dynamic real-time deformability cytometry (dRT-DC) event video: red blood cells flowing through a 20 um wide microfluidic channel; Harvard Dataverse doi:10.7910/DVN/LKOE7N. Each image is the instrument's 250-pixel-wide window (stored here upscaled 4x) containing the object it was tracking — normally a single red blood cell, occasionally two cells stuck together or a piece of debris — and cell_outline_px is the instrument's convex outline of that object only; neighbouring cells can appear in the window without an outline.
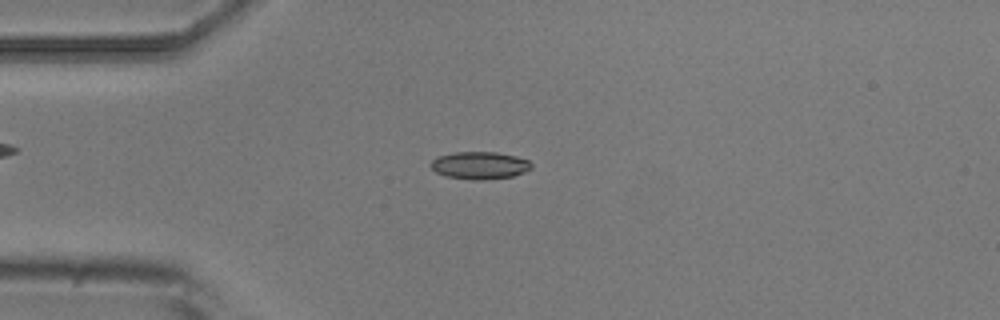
{"species": "common noctule bat (a hibernating species)", "species_latin": "Nyctalus noctula", "temperature_condition": "room temperature", "stored_images_in_passage": 2, "camera_frame_rate_fps": 3000, "um_per_image_px": 0.085, "animal": {"sex": "male", "body_mass_g": 20.5, "forearm_length_mm": 52.5}, "frame": {"image": 1, "passage_image": 1, "time_ms": 0.0, "image_size_px": [1000, 320], "cell_outline_px": [[532, 168], [524, 172], [512, 176], [476, 180], [444, 176], [436, 172], [428, 164], [436, 156], [456, 152], [496, 152], [516, 156], [528, 160], [532, 164]], "centroid_in_image_um": [40.74, 14.04], "position_along_channel_um": 44.3, "area_um2": 16.07}}